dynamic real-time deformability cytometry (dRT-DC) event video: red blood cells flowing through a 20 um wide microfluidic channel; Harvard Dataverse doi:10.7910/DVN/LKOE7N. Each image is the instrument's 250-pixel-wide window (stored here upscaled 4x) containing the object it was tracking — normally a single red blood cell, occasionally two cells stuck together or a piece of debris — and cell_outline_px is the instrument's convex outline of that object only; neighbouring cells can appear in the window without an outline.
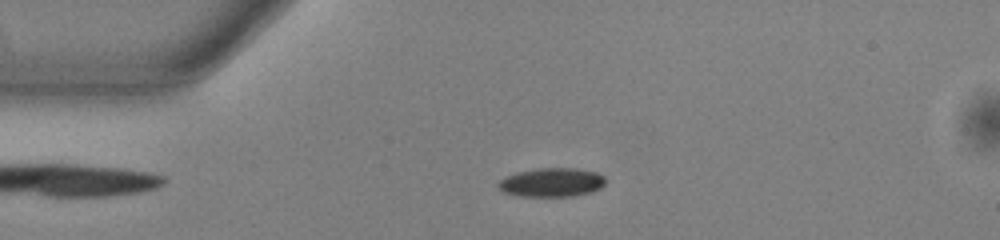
{"species": "common noctule bat (a hibernating species)", "species_latin": "Nyctalus noctula", "temperature_condition": "warm", "stored_images_in_passage": 53, "camera_frame_rate_fps": 3000, "um_per_image_px": 0.085, "animal": {"sex": "male", "body_mass_g": 13.0, "forearm_length_mm": 53.1}, "frame": {"image": 1, "passage_image": 12, "time_ms": 3.667, "image_size_px": [1000, 240], "cell_outline_px": [[608, 180], [600, 188], [592, 192], [572, 196], [520, 196], [504, 192], [496, 184], [500, 180], [516, 172], [540, 168], [576, 168], [596, 172], [604, 176]], "centroid_in_image_um": [46.93, 15.5], "position_along_channel_um": 38.1, "area_um2": 18.03}}
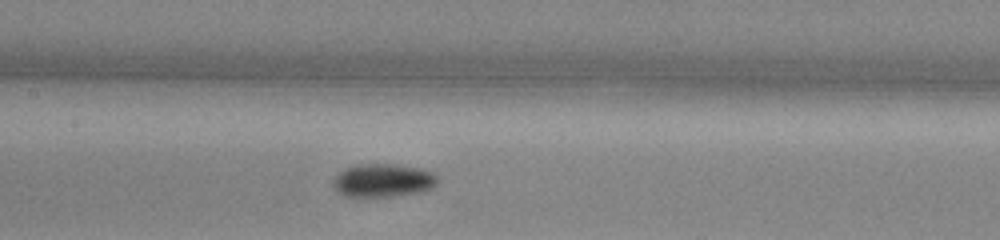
{"frame": {"image": 2, "passage_image": 25, "time_ms": 8.0, "image_size_px": [1000, 240], "cell_outline_px": [[440, 180], [432, 188], [420, 192], [392, 196], [344, 196], [332, 184], [332, 180], [344, 168], [352, 164], [396, 164], [420, 168], [432, 172]], "centroid_in_image_um": [32.57, 15.32], "position_along_channel_um": 174.8, "area_um2": 20.29}}
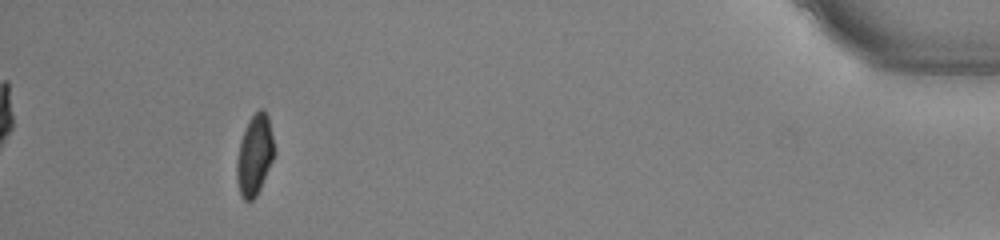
{"frame": {"image": 3, "passage_image": 49, "time_ms": 16.0, "image_size_px": [1000, 240], "cell_outline_px": [[276, 152], [260, 188], [256, 196], [252, 200], [244, 200], [240, 196], [236, 180], [236, 164], [240, 140], [248, 120], [260, 108], [264, 108], [268, 116]], "centroid_in_image_um": [21.64, 13.17], "position_along_channel_um": 413.6, "area_um2": 17.74}, "authors_computed_cell_mechanics": {"area_um2": 18.207, "velocity_mm_per_s": 3.8523, "shape_relaxation_time_tau1_ms": 3.7996, "shape_relaxation_time_tau2_ms": null, "deformation_change_tau1": 0.1188, "deformation_change_tau2": null}}